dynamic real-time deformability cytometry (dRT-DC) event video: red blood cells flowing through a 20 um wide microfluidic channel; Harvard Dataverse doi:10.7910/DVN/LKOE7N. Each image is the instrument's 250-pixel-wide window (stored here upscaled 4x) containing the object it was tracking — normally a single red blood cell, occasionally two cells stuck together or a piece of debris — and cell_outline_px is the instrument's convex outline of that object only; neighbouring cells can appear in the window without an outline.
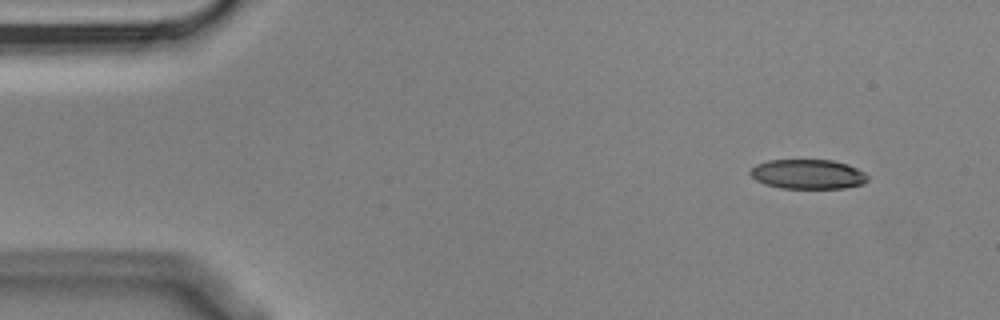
{"species": "Egyptian fruit bat (a non-hibernating species)", "species_latin": "Rousettus aegyptiacus", "temperature_condition": "cold", "stored_images_in_passage": 5, "segment_of_instrument_passage": [1, 2], "camera_frame_rate_fps": 3000, "um_per_image_px": 0.085, "animal": {"sex": "male"}, "frame": {"image": 1, "passage_image": 1, "time_ms": 0.0, "image_size_px": [1000, 320], "cell_outline_px": [[868, 180], [864, 184], [844, 188], [780, 188], [764, 184], [756, 180], [748, 172], [756, 164], [768, 160], [832, 160], [848, 164], [864, 172], [868, 176]], "centroid_in_image_um": [68.67, 14.81], "position_along_channel_um": 16.3, "area_um2": 20.35}}
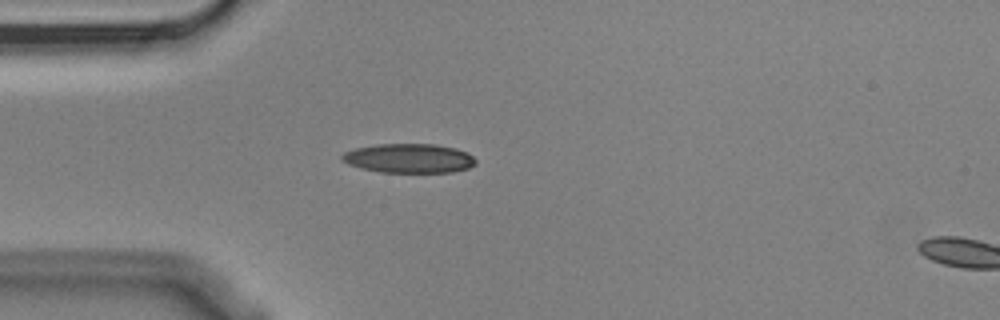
{"frame": {"image": 2, "passage_image": 4, "time_ms": 1.0, "image_size_px": [1000, 320], "cell_outline_px": [[476, 164], [468, 168], [452, 172], [380, 172], [360, 168], [348, 164], [340, 160], [340, 156], [344, 152], [356, 148], [376, 144], [436, 144], [456, 148], [468, 152], [476, 160]], "centroid_in_image_um": [34.75, 13.45], "position_along_channel_um": 50.2, "area_um2": 22.95}}